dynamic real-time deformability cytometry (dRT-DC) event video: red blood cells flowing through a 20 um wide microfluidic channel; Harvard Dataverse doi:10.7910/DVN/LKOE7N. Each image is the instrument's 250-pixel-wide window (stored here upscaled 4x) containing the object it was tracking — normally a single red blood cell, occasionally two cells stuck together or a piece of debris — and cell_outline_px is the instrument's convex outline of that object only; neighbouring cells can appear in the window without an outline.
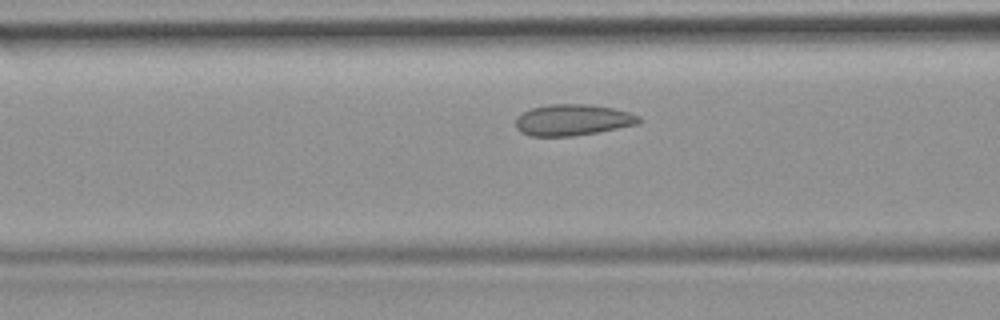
{"species": "common noctule bat (a hibernating species)", "species_latin": "Nyctalus noctula", "temperature_condition": "room temperature", "stored_images_in_passage": 13, "camera_frame_rate_fps": 3000, "um_per_image_px": 0.085, "animal": {"sex": "female", "body_mass_g": 19.9}, "frame": {"image": 1, "passage_image": 8, "time_ms": 2.333, "image_size_px": [1000, 320], "cell_outline_px": [[640, 120], [636, 124], [596, 132], [572, 136], [532, 136], [520, 132], [516, 128], [516, 120], [524, 112], [532, 108], [548, 104], [588, 104], [612, 108], [628, 112], [640, 116]], "centroid_in_image_um": [48.65, 10.19], "position_along_channel_um": 117.9, "area_um2": 22.08}}
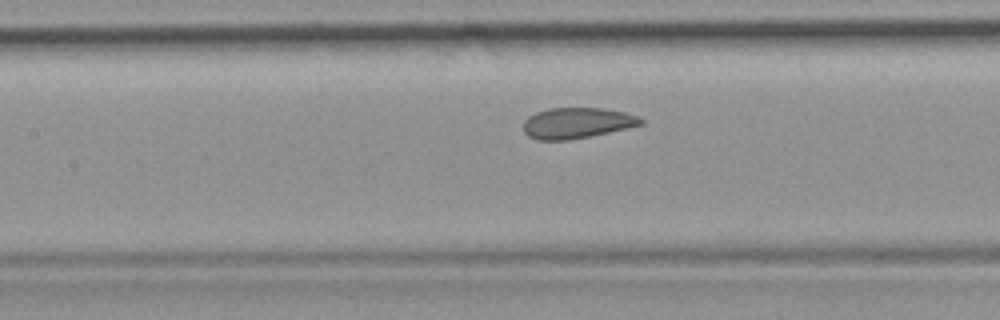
{"frame": {"image": 2, "passage_image": 11, "time_ms": 3.333, "image_size_px": [1000, 320], "cell_outline_px": [[644, 124], [628, 128], [568, 140], [536, 140], [528, 136], [524, 132], [524, 120], [528, 116], [536, 112], [548, 108], [604, 108], [624, 112], [636, 116], [644, 120]], "centroid_in_image_um": [49.01, 10.45], "position_along_channel_um": 158.4, "area_um2": 21.04}}